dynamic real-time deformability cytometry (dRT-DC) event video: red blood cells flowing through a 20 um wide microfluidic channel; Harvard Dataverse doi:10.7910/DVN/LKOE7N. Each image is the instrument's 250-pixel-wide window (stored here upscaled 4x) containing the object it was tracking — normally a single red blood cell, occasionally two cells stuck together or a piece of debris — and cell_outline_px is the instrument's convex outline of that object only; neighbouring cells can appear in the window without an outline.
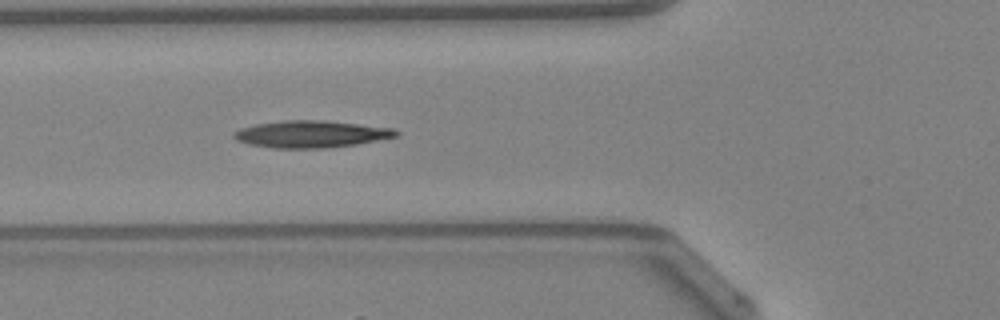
{"species": "Egyptian fruit bat (a non-hibernating species)", "species_latin": "Rousettus aegyptiacus", "temperature_condition": "warm", "stored_images_in_passage": 36, "camera_frame_rate_fps": 3000, "um_per_image_px": 0.085, "animal": {"sex": "female"}, "frame": {"image": 1, "passage_image": 6, "time_ms": 1.667, "image_size_px": [1000, 320], "cell_outline_px": [[400, 132], [396, 136], [356, 144], [324, 148], [272, 148], [252, 144], [236, 140], [232, 136], [232, 132], [240, 128], [256, 124], [284, 120], [324, 120], [392, 128]], "centroid_in_image_um": [26.39, 11.39], "position_along_channel_um": 99.4, "area_um2": 25.32}, "authors_computed_cell_mechanics": {"area_um2": 24.4783, "velocity_mm_per_s": 4.2683, "shape_relaxation_time_tau1_ms": 5.1641, "shape_relaxation_time_tau2_ms": null, "deformation_change_tau1": 0.1553, "deformation_change_tau2": null}}